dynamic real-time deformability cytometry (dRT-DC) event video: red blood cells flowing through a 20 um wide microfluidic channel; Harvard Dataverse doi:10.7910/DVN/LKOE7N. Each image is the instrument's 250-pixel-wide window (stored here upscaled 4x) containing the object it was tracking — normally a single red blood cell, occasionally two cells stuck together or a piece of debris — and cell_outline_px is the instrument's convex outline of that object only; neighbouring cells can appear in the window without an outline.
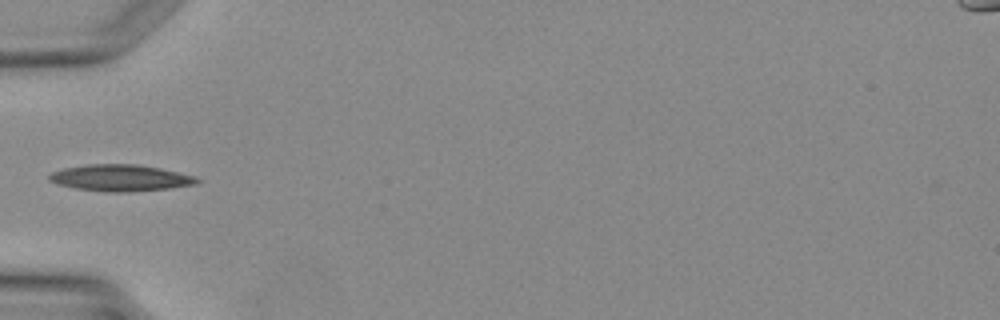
{"species": "Egyptian fruit bat (a non-hibernating species)", "species_latin": "Rousettus aegyptiacus", "temperature_condition": "warm", "stored_images_in_passage": 2, "camera_frame_rate_fps": 3000, "um_per_image_px": 0.085, "animal": {"sex": "female"}, "frame": {"image": 1, "passage_image": 2, "time_ms": 1.333, "image_size_px": [1000, 320], "cell_outline_px": [[200, 180], [196, 184], [168, 188], [132, 192], [104, 192], [76, 188], [56, 184], [48, 180], [48, 176], [52, 172], [64, 168], [88, 164], [136, 164], [160, 168], [196, 176]], "centroid_in_image_um": [10.22, 15.12], "position_along_channel_um": 74.8, "area_um2": 22.89}}